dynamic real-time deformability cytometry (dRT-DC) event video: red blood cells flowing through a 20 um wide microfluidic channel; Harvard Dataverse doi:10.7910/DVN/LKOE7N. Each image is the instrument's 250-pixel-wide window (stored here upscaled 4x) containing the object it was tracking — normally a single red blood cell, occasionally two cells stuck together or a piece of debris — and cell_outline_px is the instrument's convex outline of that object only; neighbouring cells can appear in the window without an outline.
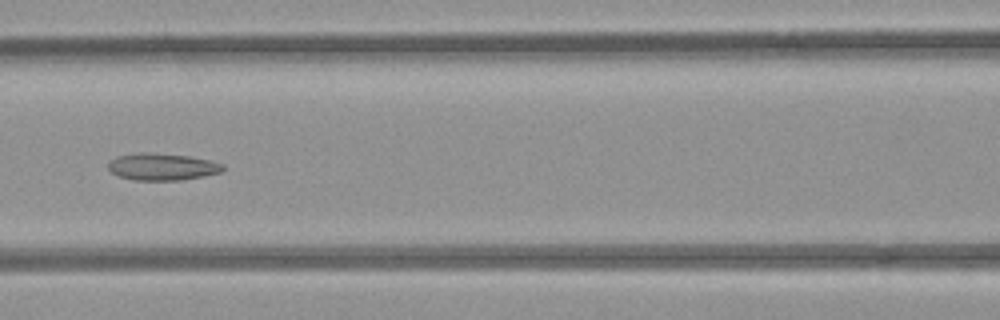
{"species": "common noctule bat (a hibernating species)", "species_latin": "Nyctalus noctula", "temperature_condition": "room temperature", "stored_images_in_passage": 6, "camera_frame_rate_fps": 3000, "um_per_image_px": 0.085, "animal": {"sex": "female", "body_mass_g": 21.9}, "frame": {"image": 1, "passage_image": 6, "time_ms": 6.667, "image_size_px": [1000, 320], "cell_outline_px": [[224, 168], [220, 172], [204, 176], [180, 180], [132, 180], [120, 176], [112, 172], [108, 168], [108, 160], [116, 156], [136, 152], [152, 152], [188, 156], [208, 160], [224, 164]], "centroid_in_image_um": [13.74, 14.16], "position_along_channel_um": 152.9, "area_um2": 18.15}}